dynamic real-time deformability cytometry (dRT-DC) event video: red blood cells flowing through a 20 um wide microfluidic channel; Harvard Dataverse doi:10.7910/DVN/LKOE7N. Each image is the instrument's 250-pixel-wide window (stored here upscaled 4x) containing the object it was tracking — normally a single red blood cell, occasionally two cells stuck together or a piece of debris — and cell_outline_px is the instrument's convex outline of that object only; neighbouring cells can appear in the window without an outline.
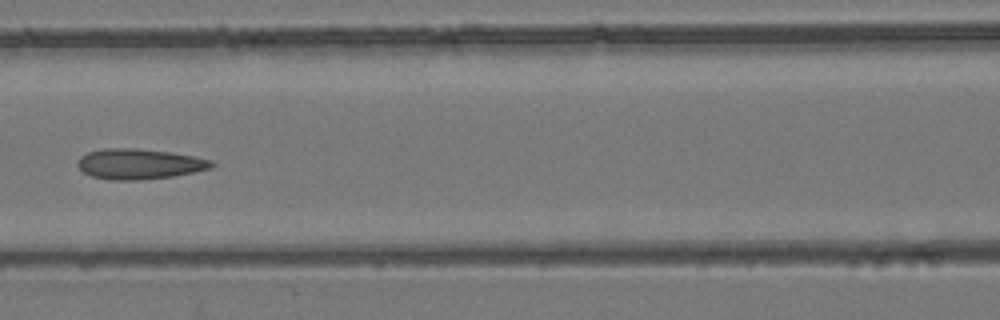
{"species": "common noctule bat (a hibernating species)", "species_latin": "Nyctalus noctula", "temperature_condition": "room temperature", "stored_images_in_passage": 7, "camera_frame_rate_fps": 3000, "um_per_image_px": 0.085, "animal": {"sex": "female", "body_mass_g": 24.6, "forearm_length_mm": 56.2}, "frame": {"image": 1, "passage_image": 7, "time_ms": 2.0, "image_size_px": [1000, 320], "cell_outline_px": [[216, 164], [212, 168], [172, 176], [136, 180], [108, 180], [92, 176], [84, 172], [76, 164], [80, 156], [88, 152], [104, 148], [136, 148], [168, 152], [192, 156], [212, 160]], "centroid_in_image_um": [11.81, 13.93], "position_along_channel_um": 154.8, "area_um2": 23.58}}